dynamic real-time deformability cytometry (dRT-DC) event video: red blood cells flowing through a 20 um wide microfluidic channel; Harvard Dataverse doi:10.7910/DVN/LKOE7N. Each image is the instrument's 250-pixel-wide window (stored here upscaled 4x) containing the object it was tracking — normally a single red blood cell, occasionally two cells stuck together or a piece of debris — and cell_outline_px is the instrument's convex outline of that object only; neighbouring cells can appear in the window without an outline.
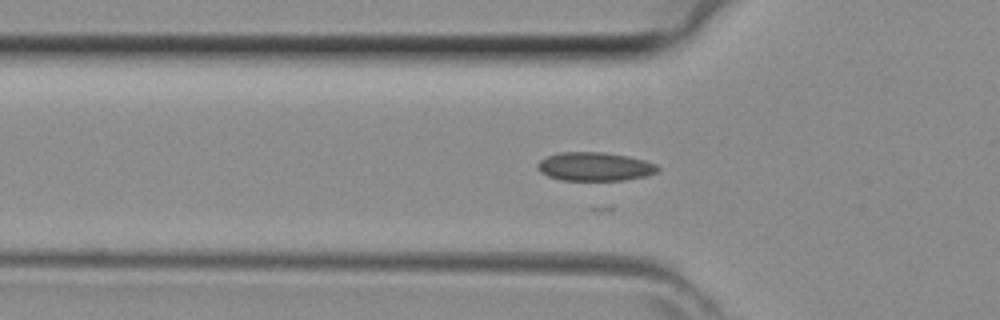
{"species": "common noctule bat (a hibernating species)", "species_latin": "Nyctalus noctula", "temperature_condition": "room temperature", "stored_images_in_passage": 14, "camera_frame_rate_fps": 3000, "um_per_image_px": 0.085, "animal": {"sex": "female", "body_mass_g": 29.2, "forearm_length_mm": 56.3}, "frame": {"image": 1, "passage_image": 7, "time_ms": 2.0, "image_size_px": [1000, 320], "cell_outline_px": [[660, 168], [656, 172], [648, 176], [624, 180], [560, 180], [548, 176], [540, 172], [536, 168], [536, 164], [544, 156], [560, 152], [604, 152], [628, 156], [644, 160], [656, 164]], "centroid_in_image_um": [50.53, 14.15], "position_along_channel_um": 75.3, "area_um2": 20.29}}
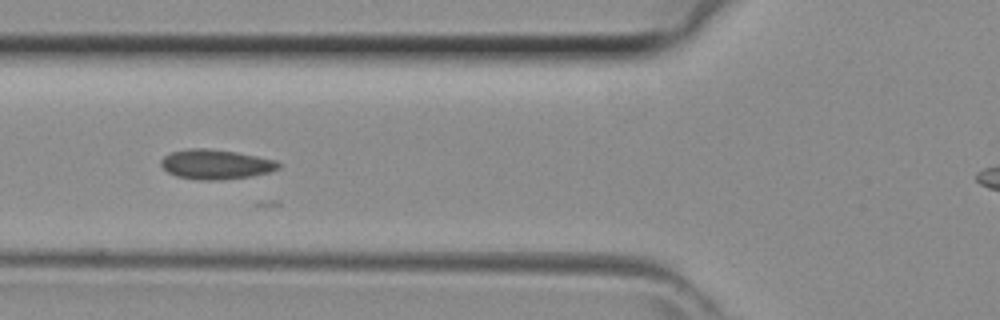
{"frame": {"image": 2, "passage_image": 9, "time_ms": 2.667, "image_size_px": [1000, 320], "cell_outline_px": [[280, 168], [268, 172], [252, 176], [220, 180], [196, 180], [176, 176], [168, 172], [160, 164], [160, 160], [164, 156], [172, 152], [188, 148], [208, 148], [236, 152], [276, 160], [280, 164]], "centroid_in_image_um": [18.32, 13.97], "position_along_channel_um": 107.5, "area_um2": 20.4}}
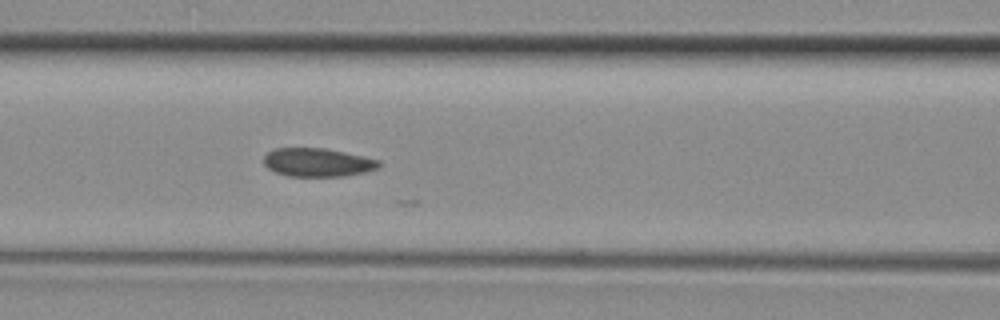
{"frame": {"image": 3, "passage_image": 11, "time_ms": 3.333, "image_size_px": [1000, 320], "cell_outline_px": [[384, 164], [380, 168], [368, 172], [348, 176], [288, 176], [276, 172], [268, 168], [264, 164], [264, 156], [268, 152], [276, 148], [324, 148], [364, 156], [380, 160]], "centroid_in_image_um": [27.08, 13.81], "position_along_channel_um": 139.5, "area_um2": 19.36}}